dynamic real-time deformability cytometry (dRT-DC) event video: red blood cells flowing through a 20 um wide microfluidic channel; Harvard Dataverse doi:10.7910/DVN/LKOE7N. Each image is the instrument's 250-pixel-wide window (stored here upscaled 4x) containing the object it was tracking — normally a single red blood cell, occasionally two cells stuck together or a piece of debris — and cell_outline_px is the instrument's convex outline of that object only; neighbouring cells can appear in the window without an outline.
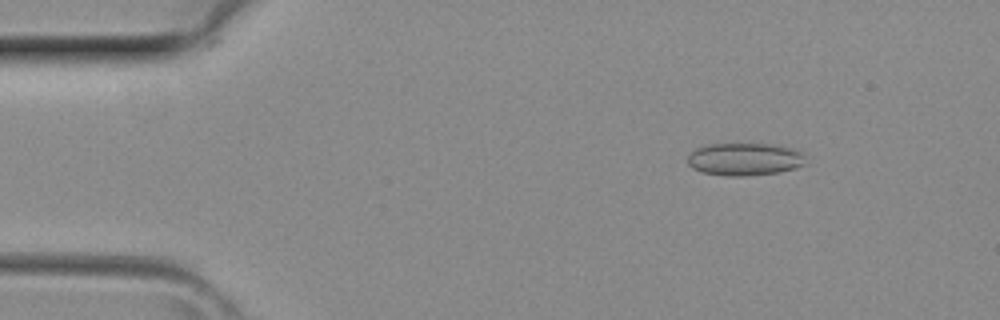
{"species": "common noctule bat (a hibernating species)", "species_latin": "Nyctalus noctula", "temperature_condition": "room temperature", "stored_images_in_passage": 3, "camera_frame_rate_fps": 3000, "um_per_image_px": 0.085, "animal": {"sex": "female", "body_mass_g": 29.2, "forearm_length_mm": 56.3}, "frame": {"image": 1, "passage_image": 1, "time_ms": 0.0, "image_size_px": [1000, 320], "cell_outline_px": [[808, 164], [796, 168], [780, 172], [744, 176], [724, 176], [704, 172], [692, 168], [688, 164], [688, 156], [696, 148], [704, 144], [776, 144], [796, 148], [804, 156]], "centroid_in_image_um": [63.34, 13.53], "position_along_channel_um": 21.7, "area_um2": 22.77}}
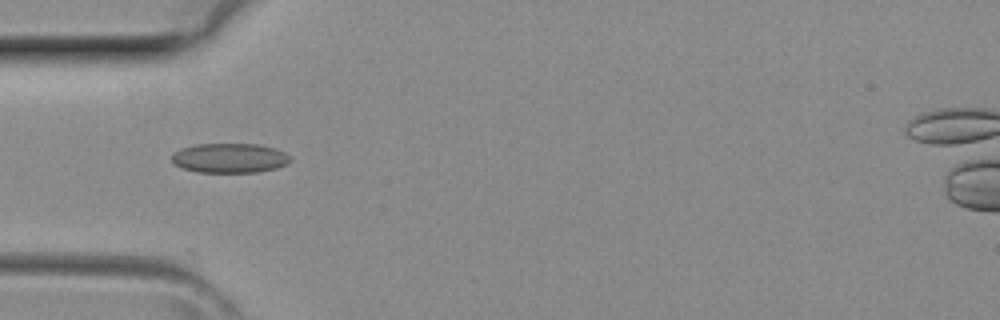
{"frame": {"image": 2, "passage_image": 3, "time_ms": 0.667, "image_size_px": [1000, 320], "cell_outline_px": [[292, 160], [288, 164], [276, 168], [256, 172], [196, 172], [172, 164], [172, 152], [180, 148], [196, 144], [260, 144], [276, 148], [292, 156]], "centroid_in_image_um": [19.53, 13.43], "position_along_channel_um": 65.5, "area_um2": 20.75}}